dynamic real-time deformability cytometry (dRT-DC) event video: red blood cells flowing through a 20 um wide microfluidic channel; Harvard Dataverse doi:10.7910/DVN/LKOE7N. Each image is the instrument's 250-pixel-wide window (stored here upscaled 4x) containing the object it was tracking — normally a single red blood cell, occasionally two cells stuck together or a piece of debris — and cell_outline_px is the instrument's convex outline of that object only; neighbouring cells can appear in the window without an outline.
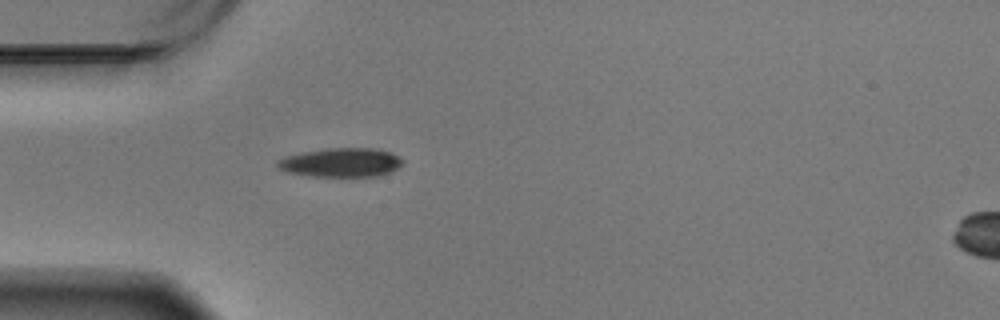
{"species": "Egyptian fruit bat (a non-hibernating species)", "species_latin": "Rousettus aegyptiacus", "temperature_condition": "warm", "stored_images_in_passage": 42, "camera_frame_rate_fps": 3000, "um_per_image_px": 0.085, "animal": {"sex": "male"}, "frame": {"image": 1, "passage_image": 1, "time_ms": 0.0, "image_size_px": [1000, 320], "cell_outline_px": [[404, 164], [392, 172], [380, 176], [308, 176], [284, 172], [276, 168], [276, 160], [284, 156], [304, 152], [328, 148], [368, 148], [388, 152], [404, 160]], "centroid_in_image_um": [28.94, 13.83], "position_along_channel_um": 56.1, "area_um2": 21.33}}
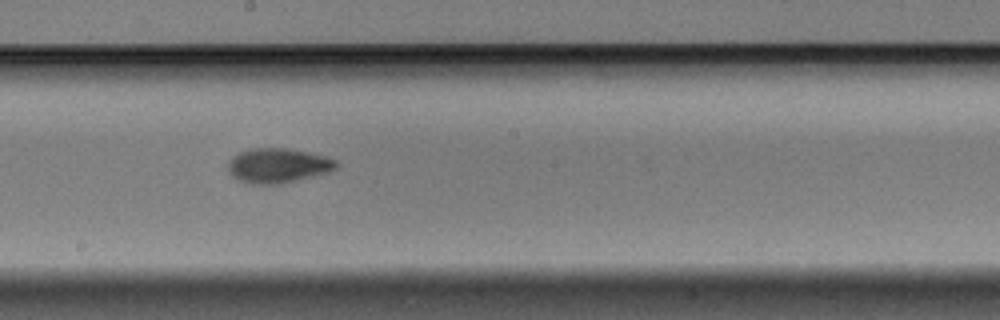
{"frame": {"image": 2, "passage_image": 16, "time_ms": 5.0, "image_size_px": [1000, 320], "cell_outline_px": [[340, 164], [336, 168], [328, 172], [280, 184], [252, 184], [236, 180], [228, 172], [228, 160], [232, 156], [240, 152], [252, 148], [288, 148], [328, 156], [336, 160]], "centroid_in_image_um": [23.61, 14.07], "position_along_channel_um": 224.6, "area_um2": 22.08}}
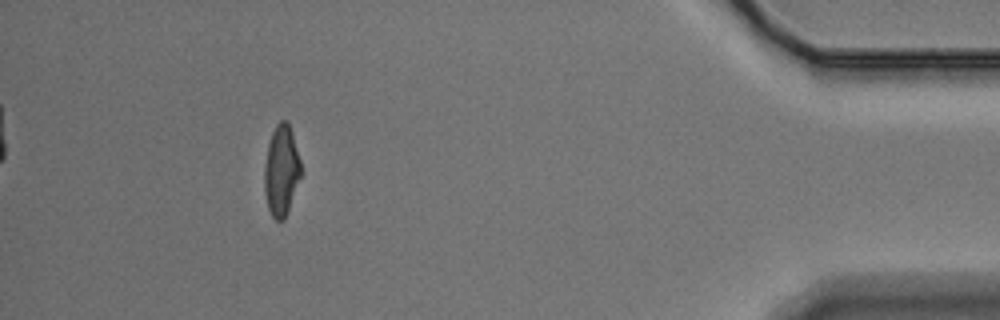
{"frame": {"image": 3, "passage_image": 37, "time_ms": 12.0, "image_size_px": [1000, 320], "cell_outline_px": [[300, 176], [284, 220], [276, 220], [272, 216], [268, 208], [264, 192], [264, 164], [268, 144], [272, 132], [276, 124], [280, 120], [288, 120], [300, 160]], "centroid_in_image_um": [23.88, 14.47], "position_along_channel_um": 411.3, "area_um2": 19.07}, "authors_computed_cell_mechanics": {"area_um2": 20.5479, "velocity_mm_per_s": 3.4744, "shape_relaxation_time_tau1_ms": 3.7822, "shape_relaxation_time_tau2_ms": 3.1666, "deformation_change_tau1": 0.1604, "deformation_change_tau2": 0.0895}}